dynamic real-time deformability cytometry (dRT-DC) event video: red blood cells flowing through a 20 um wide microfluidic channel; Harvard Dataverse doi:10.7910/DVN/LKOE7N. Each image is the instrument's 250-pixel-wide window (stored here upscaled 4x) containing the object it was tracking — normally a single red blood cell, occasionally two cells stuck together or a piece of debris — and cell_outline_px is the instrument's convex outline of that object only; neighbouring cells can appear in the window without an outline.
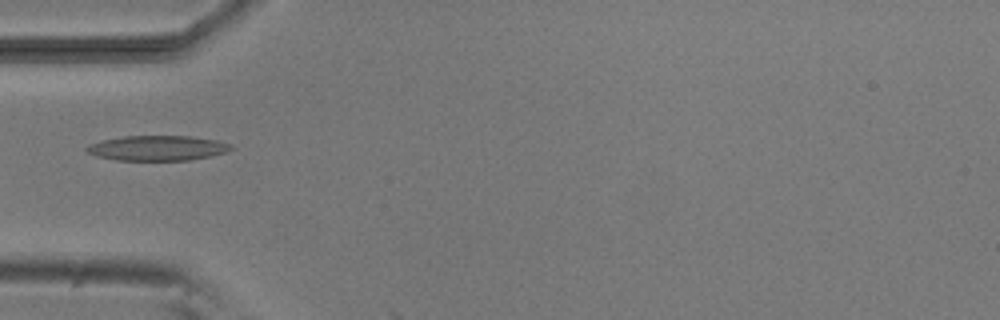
{"species": "common noctule bat (a hibernating species)", "species_latin": "Nyctalus noctula", "temperature_condition": "room temperature", "stored_images_in_passage": 8, "camera_frame_rate_fps": 3000, "um_per_image_px": 0.085, "animal": {"sex": "male", "body_mass_g": 20.5, "forearm_length_mm": 52.5}, "frame": {"image": 1, "passage_image": 4, "time_ms": 3.667, "image_size_px": [1000, 320], "cell_outline_px": [[232, 148], [224, 152], [212, 156], [188, 160], [116, 160], [96, 156], [88, 152], [84, 148], [88, 144], [104, 140], [124, 136], [192, 136], [216, 140], [232, 144]], "centroid_in_image_um": [13.37, 12.58], "position_along_channel_um": 71.6, "area_um2": 20.98}}
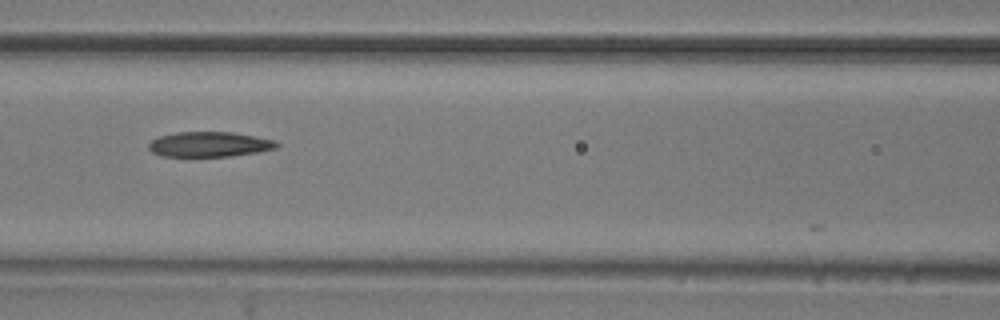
{"frame": {"image": 2, "passage_image": 6, "time_ms": 5.667, "image_size_px": [1000, 320], "cell_outline_px": [[280, 144], [276, 148], [256, 152], [232, 156], [160, 156], [152, 152], [148, 148], [148, 144], [152, 140], [160, 136], [176, 132], [232, 132], [256, 136], [272, 140]], "centroid_in_image_um": [17.77, 12.26], "position_along_channel_um": 148.8, "area_um2": 18.61}}
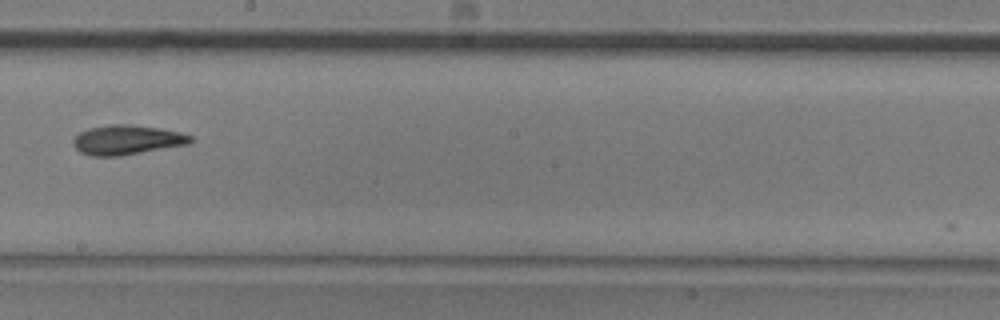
{"frame": {"image": 3, "passage_image": 8, "time_ms": 8.0, "image_size_px": [1000, 320], "cell_outline_px": [[192, 140], [188, 144], [120, 156], [92, 156], [80, 152], [72, 144], [72, 140], [80, 132], [88, 128], [112, 124], [128, 124], [160, 128], [180, 132], [192, 136]], "centroid_in_image_um": [10.77, 11.89], "position_along_channel_um": 237.4, "area_um2": 20.17}}